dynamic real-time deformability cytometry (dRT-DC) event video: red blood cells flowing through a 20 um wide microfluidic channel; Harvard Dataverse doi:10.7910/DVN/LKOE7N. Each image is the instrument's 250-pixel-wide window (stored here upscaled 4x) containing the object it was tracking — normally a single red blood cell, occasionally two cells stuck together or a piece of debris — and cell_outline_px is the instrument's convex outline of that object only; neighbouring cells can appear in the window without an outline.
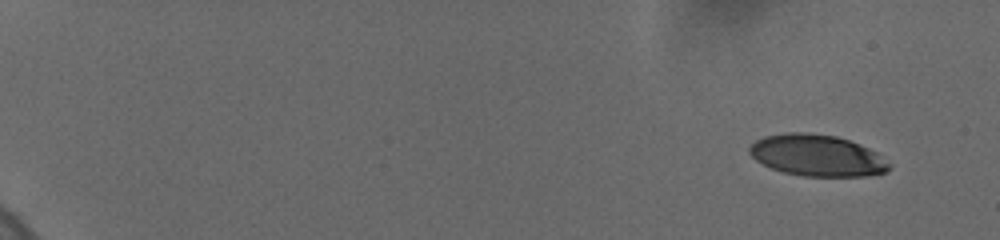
{"species": "human", "species_latin": "Homo sapiens", "temperature_condition": "cold", "stored_images_in_passage": 15, "camera_frame_rate_fps": 3000, "um_per_image_px": 0.085, "donor": {"sex": "female"}, "frame": {"image": 1, "passage_image": 1, "time_ms": 0.0, "image_size_px": [1000, 240], "cell_outline_px": [[892, 168], [888, 172], [864, 176], [804, 176], [784, 172], [772, 168], [756, 160], [748, 152], [748, 148], [756, 140], [764, 136], [788, 132], [804, 132], [836, 136], [860, 144], [876, 152], [892, 164]], "centroid_in_image_um": [69.48, 13.21], "position_along_channel_um": 15.5, "area_um2": 33.81}}
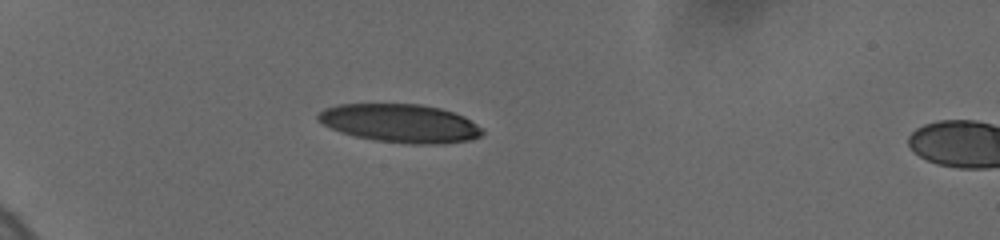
{"frame": {"image": 2, "passage_image": 11, "time_ms": 5.0, "image_size_px": [1000, 240], "cell_outline_px": [[484, 132], [480, 136], [472, 140], [444, 144], [408, 144], [376, 140], [356, 136], [340, 132], [316, 120], [316, 112], [324, 108], [340, 104], [420, 104], [440, 108], [464, 116], [484, 128]], "centroid_in_image_um": [34.03, 10.48], "position_along_channel_um": 51.0, "area_um2": 37.05}}
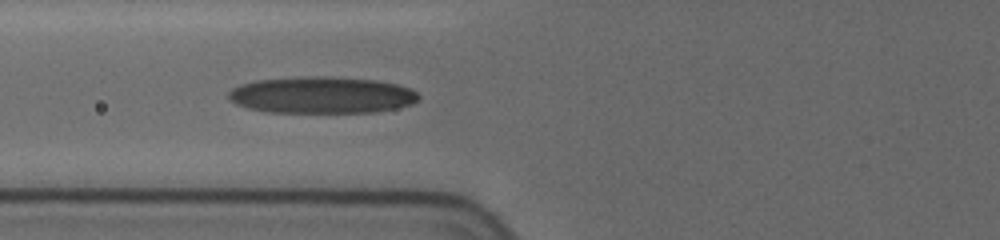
{"frame": {"image": 3, "passage_image": 15, "time_ms": 7.333, "image_size_px": [1000, 240], "cell_outline_px": [[420, 100], [412, 104], [396, 108], [376, 112], [268, 112], [248, 108], [236, 104], [228, 100], [228, 92], [232, 88], [240, 84], [256, 80], [308, 76], [328, 76], [376, 80], [396, 84], [412, 88], [420, 96]], "centroid_in_image_um": [27.35, 8.07], "position_along_channel_um": 98.4, "area_um2": 40.92}}